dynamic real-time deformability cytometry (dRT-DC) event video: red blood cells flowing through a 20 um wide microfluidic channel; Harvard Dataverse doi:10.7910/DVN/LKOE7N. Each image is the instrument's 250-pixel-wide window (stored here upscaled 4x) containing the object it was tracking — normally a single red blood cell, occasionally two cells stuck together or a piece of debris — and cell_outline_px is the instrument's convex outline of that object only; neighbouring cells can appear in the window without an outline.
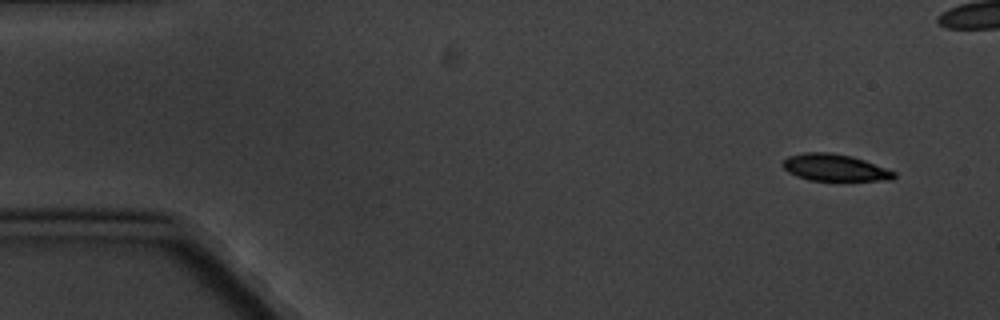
{"species": "common noctule bat (a hibernating species)", "species_latin": "Nyctalus noctula", "temperature_condition": "cold", "stored_images_in_passage": 7, "camera_frame_rate_fps": 3000, "um_per_image_px": 0.085, "animal": {"sex": "male", "body_mass_g": 20.1, "forearm_length_mm": 53.5}, "frame": {"image": 1, "passage_image": 1, "time_ms": 0.0, "image_size_px": [1000, 320], "cell_outline_px": [[896, 176], [892, 180], [808, 180], [796, 176], [788, 172], [780, 164], [788, 156], [804, 152], [828, 152], [852, 156], [864, 160], [896, 172]], "centroid_in_image_um": [70.92, 14.24], "position_along_channel_um": 14.1, "area_um2": 17.4}}